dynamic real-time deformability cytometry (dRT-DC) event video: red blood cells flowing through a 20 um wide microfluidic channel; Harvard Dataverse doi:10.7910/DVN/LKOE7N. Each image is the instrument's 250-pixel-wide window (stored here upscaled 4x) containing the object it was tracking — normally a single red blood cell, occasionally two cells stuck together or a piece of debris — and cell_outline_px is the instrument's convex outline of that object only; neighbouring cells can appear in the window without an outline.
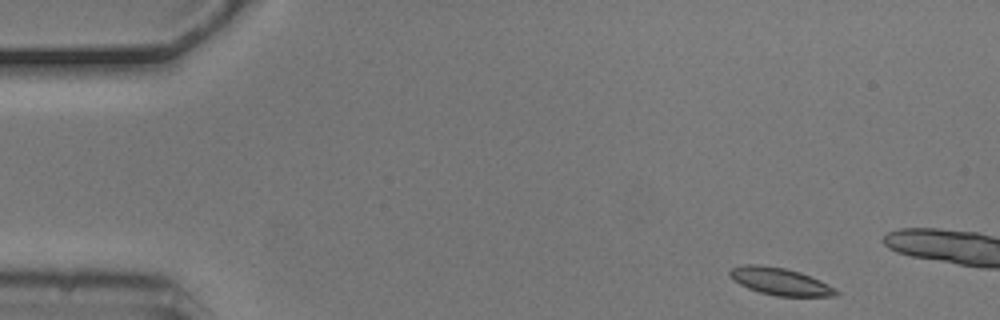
{"species": "common noctule bat (a hibernating species)", "species_latin": "Nyctalus noctula", "temperature_condition": "cold", "stored_images_in_passage": 3, "camera_frame_rate_fps": 3000, "um_per_image_px": 0.085, "animal": {"sex": "male", "body_mass_g": 20.5, "forearm_length_mm": 52.5}, "frame": {"image": 1, "passage_image": 1, "time_ms": 0.0, "image_size_px": [1000, 320], "cell_outline_px": [[840, 292], [836, 296], [776, 296], [760, 292], [748, 288], [740, 284], [728, 272], [732, 268], [744, 264], [760, 264], [784, 268], [800, 272], [820, 280], [836, 288]], "centroid_in_image_um": [66.35, 23.92], "position_along_channel_um": 18.6, "area_um2": 16.76}}